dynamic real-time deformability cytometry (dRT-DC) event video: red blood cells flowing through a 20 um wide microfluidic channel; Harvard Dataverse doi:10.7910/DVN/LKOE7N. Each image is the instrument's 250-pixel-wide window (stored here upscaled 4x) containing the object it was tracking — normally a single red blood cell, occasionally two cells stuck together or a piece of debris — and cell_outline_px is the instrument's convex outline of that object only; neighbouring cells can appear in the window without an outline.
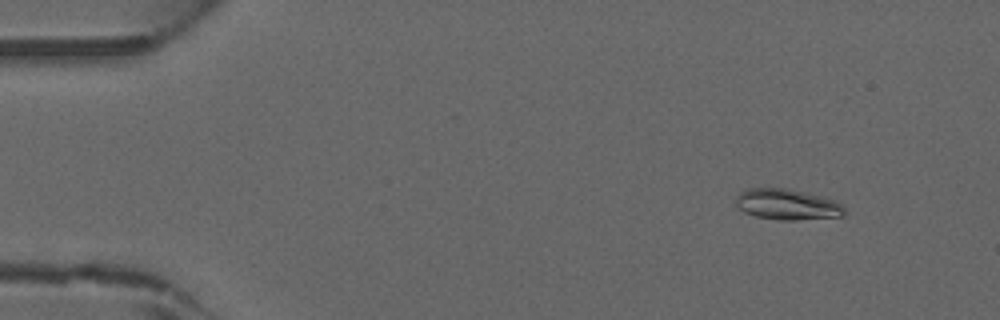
{"species": "common noctule bat (a hibernating species)", "species_latin": "Nyctalus noctula", "temperature_condition": "warm", "stored_images_in_passage": 14, "camera_frame_rate_fps": 3000, "um_per_image_px": 0.085, "animal": {"sex": "male", "forearm_length_mm": 52.5}, "frame": {"image": 1, "passage_image": 5, "time_ms": 1.333, "image_size_px": [1000, 320], "cell_outline_px": [[844, 216], [796, 220], [780, 220], [756, 216], [744, 212], [736, 204], [736, 196], [740, 192], [748, 188], [788, 188], [824, 196], [836, 200], [844, 208]], "centroid_in_image_um": [66.93, 17.37], "position_along_channel_um": 18.1, "area_um2": 19.59}}